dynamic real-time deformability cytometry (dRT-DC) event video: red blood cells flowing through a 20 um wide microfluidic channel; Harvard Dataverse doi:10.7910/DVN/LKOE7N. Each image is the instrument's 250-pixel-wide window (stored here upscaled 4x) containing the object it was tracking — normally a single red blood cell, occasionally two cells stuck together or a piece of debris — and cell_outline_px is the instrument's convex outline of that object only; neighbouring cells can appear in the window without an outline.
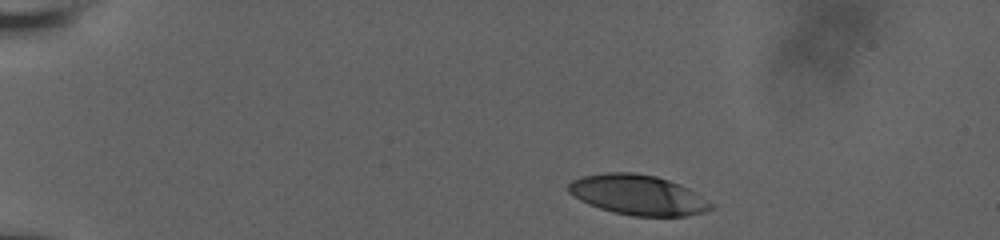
{"species": "human", "species_latin": "Homo sapiens", "temperature_condition": "room temperature", "stored_images_in_passage": 9, "camera_frame_rate_fps": 3000, "um_per_image_px": 0.085, "donor": {"sex": "male"}, "frame": {"image": 1, "passage_image": 1, "time_ms": 0.0, "image_size_px": [1000, 240], "cell_outline_px": [[712, 208], [704, 212], [684, 216], [632, 216], [612, 212], [588, 204], [580, 200], [568, 192], [568, 184], [572, 180], [580, 176], [604, 172], [636, 172], [656, 176], [680, 184], [688, 188], [712, 204]], "centroid_in_image_um": [54.17, 16.55], "position_along_channel_um": 30.8, "area_um2": 33.29}}
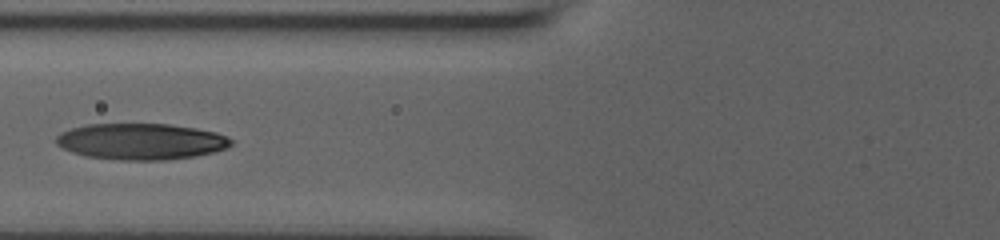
{"frame": {"image": 2, "passage_image": 6, "time_ms": 4.667, "image_size_px": [1000, 240], "cell_outline_px": [[232, 144], [228, 148], [196, 156], [164, 160], [120, 160], [84, 156], [72, 152], [56, 144], [56, 136], [60, 132], [72, 128], [88, 124], [168, 124], [196, 128], [216, 132], [232, 140]], "centroid_in_image_um": [11.97, 12.03], "position_along_channel_um": 113.8, "area_um2": 36.93}}
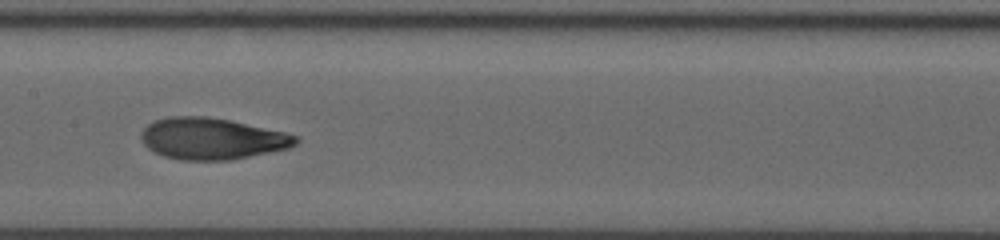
{"frame": {"image": 3, "passage_image": 8, "time_ms": 6.667, "image_size_px": [1000, 240], "cell_outline_px": [[300, 140], [296, 144], [288, 148], [232, 160], [180, 160], [164, 156], [148, 148], [144, 144], [140, 136], [144, 128], [152, 120], [168, 116], [208, 116], [232, 120], [288, 132], [300, 136]], "centroid_in_image_um": [18.05, 11.77], "position_along_channel_um": 189.3, "area_um2": 37.86}}